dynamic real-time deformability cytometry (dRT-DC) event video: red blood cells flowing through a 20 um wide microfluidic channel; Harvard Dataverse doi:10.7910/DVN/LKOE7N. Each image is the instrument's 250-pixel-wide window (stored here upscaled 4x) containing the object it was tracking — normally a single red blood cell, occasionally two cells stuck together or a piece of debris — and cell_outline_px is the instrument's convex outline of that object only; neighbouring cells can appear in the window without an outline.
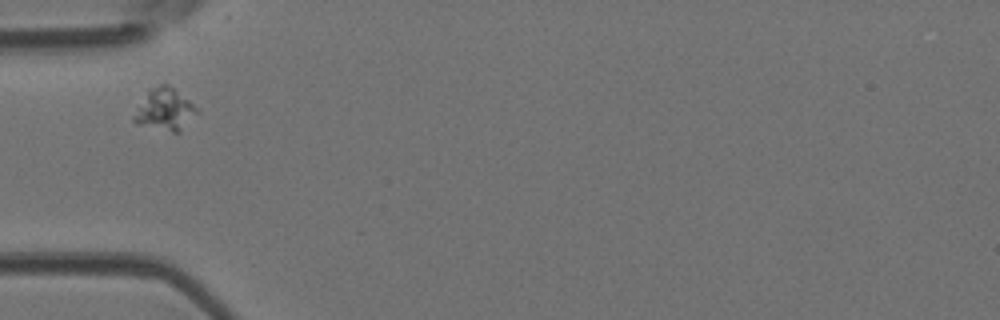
{"species": "Egyptian fruit bat (a non-hibernating species)", "species_latin": "Rousettus aegyptiacus", "temperature_condition": "room temperature", "stored_images_in_passage": 1, "camera_frame_rate_fps": 3000, "um_per_image_px": 0.085, "animal": {"sex": "female"}, "frame": {"image": 1, "passage_image": 1, "time_ms": 0.0, "image_size_px": [1000, 320], "cell_outline_px": [[200, 112], [180, 132], [172, 132], [140, 124], [132, 120], [132, 116], [148, 88], [160, 84], [168, 84], [188, 100]], "centroid_in_image_um": [14.0, 9.3], "position_along_channel_um": 71.0, "area_um2": 15.32}}